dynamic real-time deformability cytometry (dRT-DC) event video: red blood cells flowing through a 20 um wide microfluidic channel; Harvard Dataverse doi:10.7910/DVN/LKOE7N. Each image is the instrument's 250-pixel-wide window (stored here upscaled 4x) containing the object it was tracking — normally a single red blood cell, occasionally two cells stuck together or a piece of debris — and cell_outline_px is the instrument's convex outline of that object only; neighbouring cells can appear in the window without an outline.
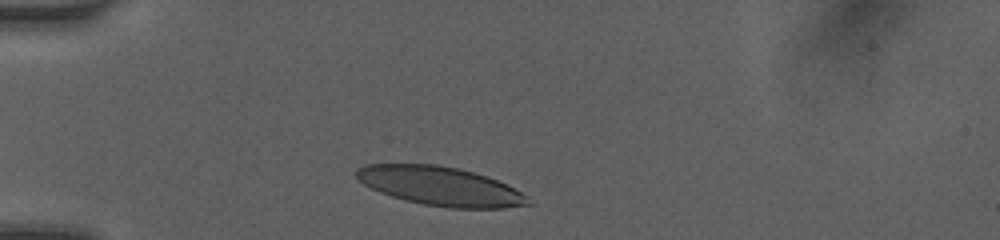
{"species": "human", "species_latin": "Homo sapiens", "temperature_condition": "room temperature", "stored_images_in_passage": 12, "camera_frame_rate_fps": 3000, "um_per_image_px": 0.085, "donor": {"sex": "female"}, "frame": {"image": 1, "passage_image": 1, "time_ms": 0.0, "image_size_px": [1000, 240], "cell_outline_px": [[536, 204], [504, 208], [448, 208], [424, 204], [404, 200], [380, 192], [364, 184], [356, 176], [356, 172], [364, 164], [440, 164], [460, 168], [496, 180], [528, 196]], "centroid_in_image_um": [37.46, 15.83], "position_along_channel_um": 47.5, "area_um2": 38.78}}
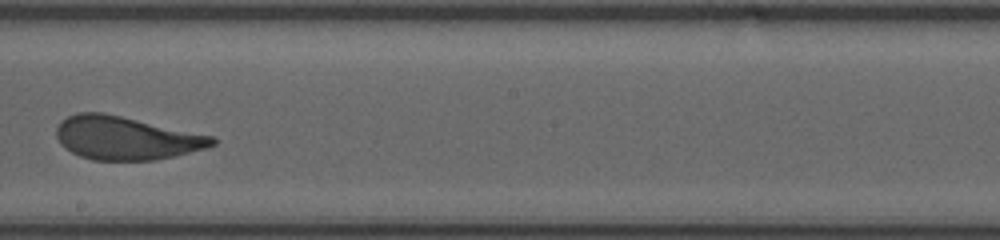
{"frame": {"image": 2, "passage_image": 6, "time_ms": 5.333, "image_size_px": [1000, 240], "cell_outline_px": [[216, 144], [208, 148], [156, 160], [92, 160], [80, 156], [64, 148], [60, 144], [56, 136], [56, 128], [60, 120], [76, 112], [104, 112], [212, 136], [216, 140]], "centroid_in_image_um": [10.67, 11.73], "position_along_channel_um": 237.5, "area_um2": 39.42}}
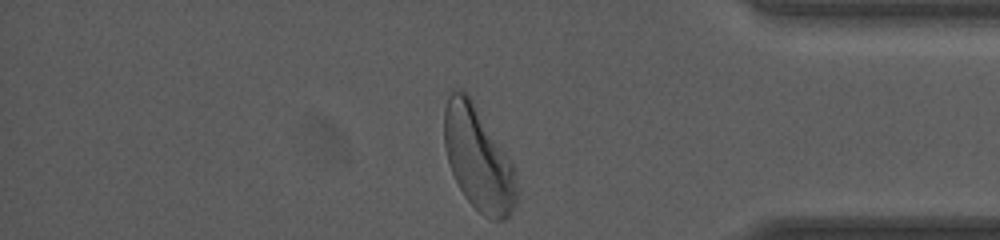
{"frame": {"image": 3, "passage_image": 12, "time_ms": 9.667, "image_size_px": [1000, 240], "cell_outline_px": [[516, 204], [508, 216], [504, 220], [492, 220], [484, 216], [464, 196], [452, 172], [444, 148], [444, 108], [448, 96], [452, 92], [460, 88], [472, 100], [516, 168]], "centroid_in_image_um": [40.65, 13.5], "position_along_channel_um": 394.6, "area_um2": 43.47}, "authors_computed_cell_mechanics": {"area_um2": 39.5352, "velocity_mm_per_s": 4.0694, "shape_relaxation_time_tau1_ms": 2.5273, "shape_relaxation_time_tau2_ms": null, "deformation_change_tau1": 0.14, "deformation_change_tau2": null}}